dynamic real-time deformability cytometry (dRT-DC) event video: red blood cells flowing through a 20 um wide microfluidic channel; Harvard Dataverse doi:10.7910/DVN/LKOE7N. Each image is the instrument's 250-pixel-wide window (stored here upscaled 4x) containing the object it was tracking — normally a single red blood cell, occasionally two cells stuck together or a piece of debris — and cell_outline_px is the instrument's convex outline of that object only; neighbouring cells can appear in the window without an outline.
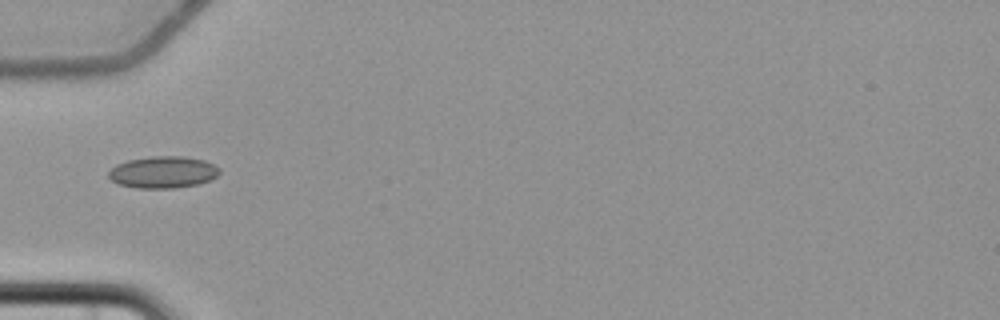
{"species": "common noctule bat (a hibernating species)", "species_latin": "Nyctalus noctula", "temperature_condition": "cold", "stored_images_in_passage": 3, "camera_frame_rate_fps": 3000, "um_per_image_px": 0.085, "animal": {"sex": "female", "body_mass_g": 22.7, "forearm_length_mm": 54.2}, "frame": {"image": 1, "passage_image": 1, "time_ms": 0.0, "image_size_px": [1000, 320], "cell_outline_px": [[220, 172], [216, 176], [200, 184], [176, 188], [136, 188], [120, 184], [112, 180], [108, 176], [108, 172], [116, 164], [128, 160], [152, 156], [184, 156], [204, 160], [220, 168]], "centroid_in_image_um": [13.86, 14.63], "position_along_channel_um": 71.1, "area_um2": 20.58}}
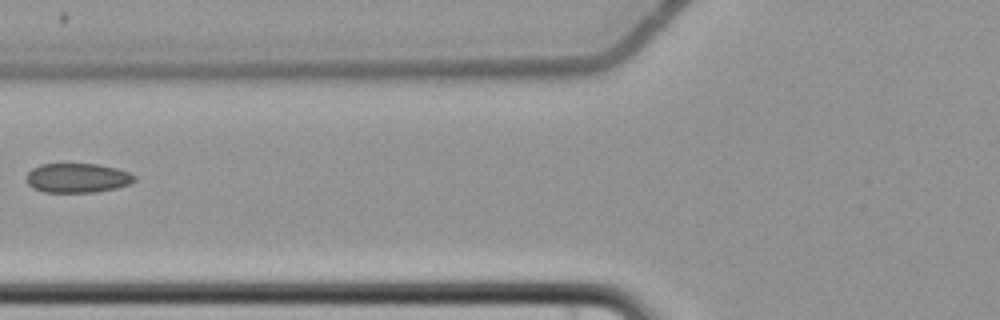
{"frame": {"image": 2, "passage_image": 2, "time_ms": 1.333, "image_size_px": [1000, 320], "cell_outline_px": [[136, 180], [132, 184], [116, 188], [96, 192], [44, 192], [32, 188], [24, 180], [24, 176], [32, 168], [40, 164], [96, 164], [116, 168], [128, 172], [136, 176]], "centroid_in_image_um": [6.55, 15.13], "position_along_channel_um": 119.2, "area_um2": 18.79}}
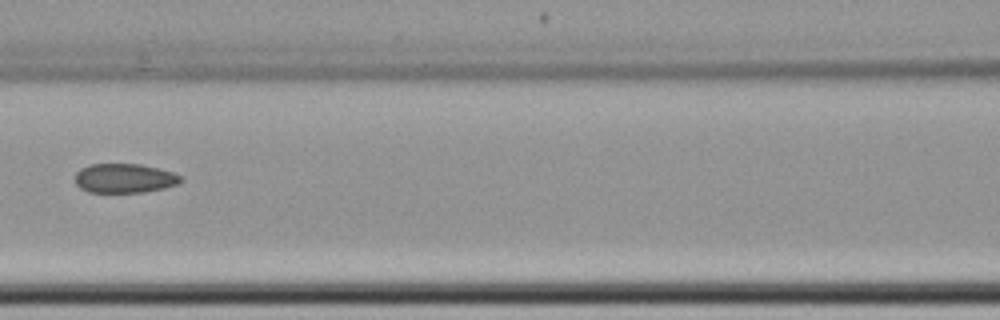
{"frame": {"image": 3, "passage_image": 3, "time_ms": 2.333, "image_size_px": [1000, 320], "cell_outline_px": [[184, 180], [176, 184], [164, 188], [144, 192], [88, 192], [80, 188], [76, 184], [76, 172], [80, 168], [92, 164], [140, 164], [172, 172], [180, 176]], "centroid_in_image_um": [10.56, 15.15], "position_along_channel_um": 156.0, "area_um2": 17.92}}